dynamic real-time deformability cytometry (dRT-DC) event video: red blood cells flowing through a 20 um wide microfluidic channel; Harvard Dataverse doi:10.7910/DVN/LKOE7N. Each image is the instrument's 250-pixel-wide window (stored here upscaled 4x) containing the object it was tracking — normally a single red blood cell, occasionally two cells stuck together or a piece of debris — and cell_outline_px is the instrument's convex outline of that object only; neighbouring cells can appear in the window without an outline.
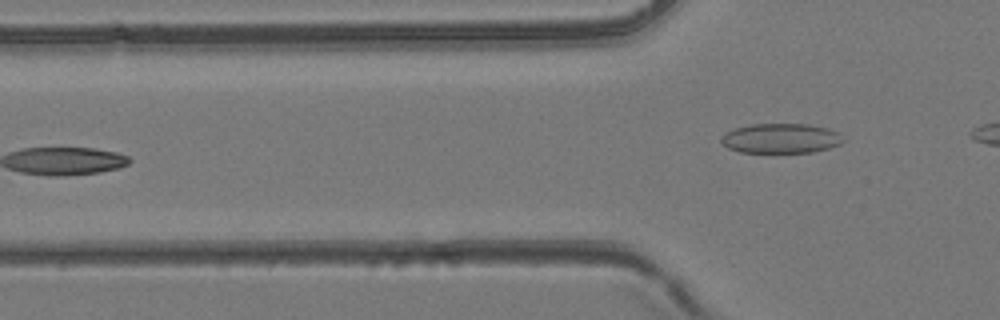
{"species": "common noctule bat (a hibernating species)", "species_latin": "Nyctalus noctula", "temperature_condition": "room temperature", "stored_images_in_passage": 4, "camera_frame_rate_fps": 3000, "um_per_image_px": 0.085, "animal": {"sex": "female", "body_mass_g": 24.6, "forearm_length_mm": 56.2}, "frame": {"image": 1, "passage_image": 4, "time_ms": 4.667, "image_size_px": [1000, 320], "cell_outline_px": [[844, 140], [840, 144], [828, 148], [812, 152], [740, 152], [728, 148], [720, 140], [720, 136], [724, 132], [732, 128], [752, 124], [808, 124], [828, 128], [840, 132]], "centroid_in_image_um": [66.35, 11.75], "position_along_channel_um": 59.4, "area_um2": 21.33}}